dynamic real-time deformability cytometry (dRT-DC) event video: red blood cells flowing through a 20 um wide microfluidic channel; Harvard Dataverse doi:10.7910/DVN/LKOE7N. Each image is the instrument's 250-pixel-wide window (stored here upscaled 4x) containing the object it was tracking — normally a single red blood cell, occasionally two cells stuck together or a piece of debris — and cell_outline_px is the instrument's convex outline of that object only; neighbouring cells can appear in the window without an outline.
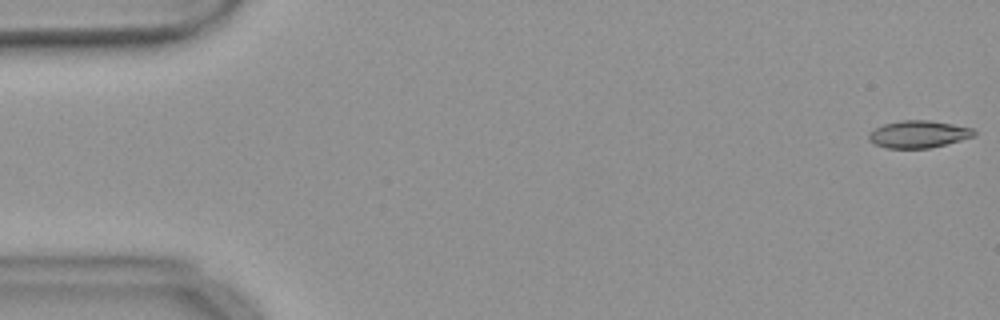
{"species": "common noctule bat (a hibernating species)", "species_latin": "Nyctalus noctula", "temperature_condition": "warm", "stored_images_in_passage": 55, "camera_frame_rate_fps": 3000, "um_per_image_px": 0.085, "animal": {"sex": "female", "body_mass_g": 18.4}, "frame": {"image": 1, "passage_image": 1, "time_ms": 0.0, "image_size_px": [1000, 320], "cell_outline_px": [[976, 136], [928, 148], [884, 148], [868, 140], [868, 132], [884, 124], [900, 120], [928, 120], [952, 124], [972, 128], [976, 132]], "centroid_in_image_um": [78.05, 11.4], "position_along_channel_um": 7.0, "area_um2": 16.65}}
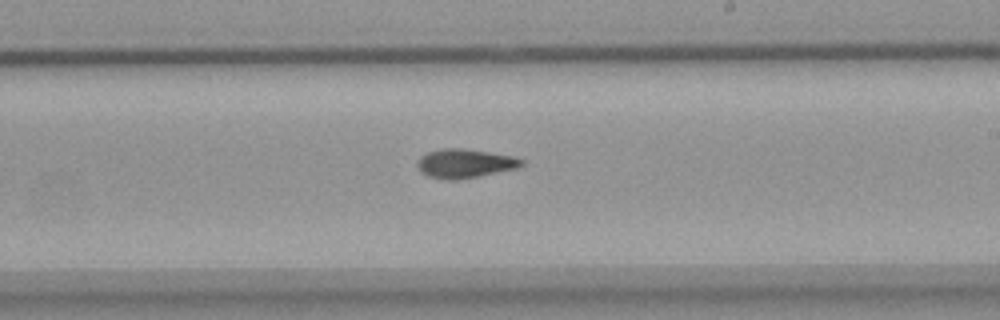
{"frame": {"image": 2, "passage_image": 32, "time_ms": 10.333, "image_size_px": [1000, 320], "cell_outline_px": [[524, 164], [516, 168], [456, 180], [444, 180], [428, 176], [420, 172], [416, 164], [420, 156], [428, 152], [444, 148], [460, 148], [488, 152], [512, 156], [524, 160]], "centroid_in_image_um": [39.46, 13.89], "position_along_channel_um": 249.5, "area_um2": 17.4}}
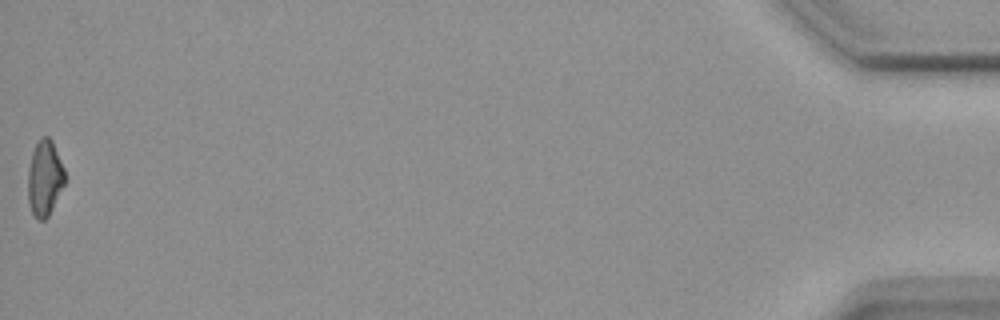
{"frame": {"image": 3, "passage_image": 55, "time_ms": 18.0, "image_size_px": [1000, 320], "cell_outline_px": [[64, 184], [48, 216], [44, 220], [40, 220], [32, 212], [28, 204], [28, 172], [32, 152], [40, 136], [48, 136], [52, 140], [64, 168]], "centroid_in_image_um": [3.78, 15.11], "position_along_channel_um": 431.4, "area_um2": 16.07}, "authors_computed_cell_mechanics": {"area_um2": 16.8776, "velocity_mm_per_s": 3.6933, "shape_relaxation_time_tau1_ms": null, "shape_relaxation_time_tau2_ms": 6.405, "deformation_change_tau1": null, "deformation_change_tau2": 0.1398}}